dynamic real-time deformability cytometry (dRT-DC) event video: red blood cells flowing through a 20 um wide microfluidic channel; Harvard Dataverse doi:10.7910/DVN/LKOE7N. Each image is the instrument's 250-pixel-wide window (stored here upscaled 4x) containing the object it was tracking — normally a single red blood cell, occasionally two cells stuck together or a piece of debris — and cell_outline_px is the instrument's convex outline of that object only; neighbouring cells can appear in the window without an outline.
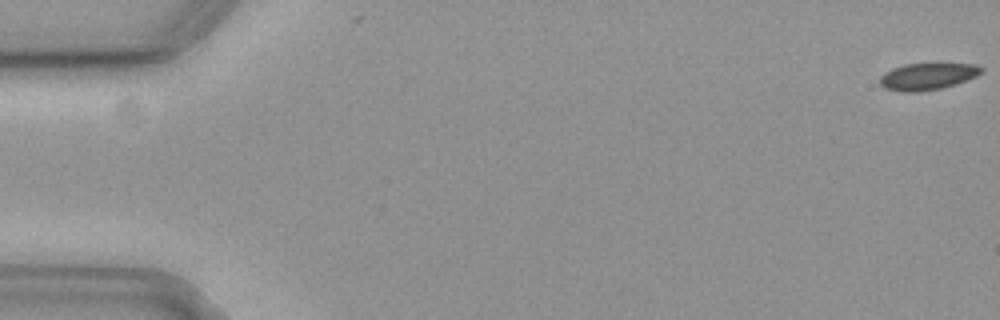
{"species": "common noctule bat (a hibernating species)", "species_latin": "Nyctalus noctula", "temperature_condition": "cold", "stored_images_in_passage": 58, "camera_frame_rate_fps": 3000, "um_per_image_px": 0.085, "animal": {"sex": "female", "body_mass_g": 19.3, "forearm_length_mm": 54.1}, "frame": {"image": 1, "passage_image": 1, "time_ms": 0.0, "image_size_px": [1000, 320], "cell_outline_px": [[984, 68], [976, 76], [956, 84], [940, 88], [916, 92], [904, 92], [884, 88], [880, 84], [880, 76], [884, 72], [892, 68], [904, 64], [976, 64]], "centroid_in_image_um": [78.8, 6.49], "position_along_channel_um": 6.2, "area_um2": 15.72}}
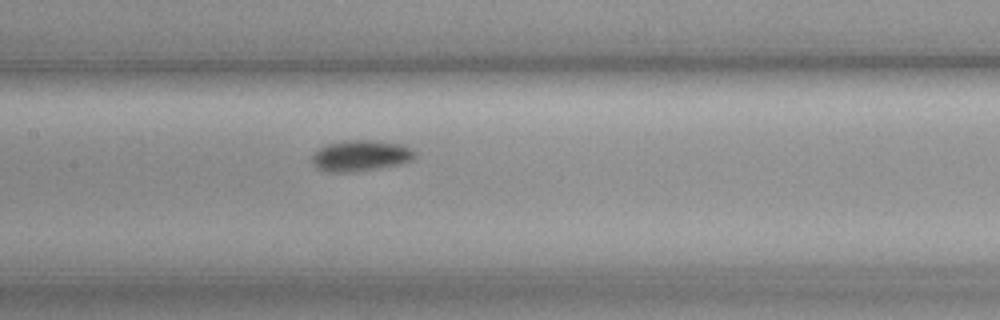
{"frame": {"image": 2, "passage_image": 28, "time_ms": 9.0, "image_size_px": [1000, 320], "cell_outline_px": [[416, 156], [412, 160], [400, 164], [380, 168], [348, 172], [324, 172], [316, 168], [312, 164], [312, 156], [320, 148], [328, 144], [344, 140], [372, 140], [400, 144], [412, 148], [416, 152]], "centroid_in_image_um": [30.66, 13.24], "position_along_channel_um": 176.7, "area_um2": 18.67}}
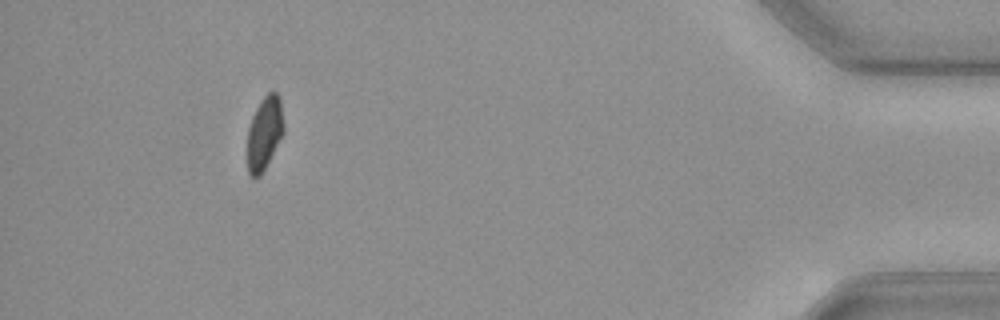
{"frame": {"image": 3, "passage_image": 53, "time_ms": 17.333, "image_size_px": [1000, 320], "cell_outline_px": [[284, 132], [260, 176], [252, 176], [248, 172], [248, 128], [252, 116], [260, 100], [272, 88], [280, 96], [284, 128]], "centroid_in_image_um": [22.49, 11.23], "position_along_channel_um": 412.7, "area_um2": 15.43}, "authors_computed_cell_mechanics": {"area_um2": 16.7042, "velocity_mm_per_s": 3.6537, "shape_relaxation_time_tau1_ms": 2.2214, "shape_relaxation_time_tau2_ms": null, "deformation_change_tau1": 0.073, "deformation_change_tau2": null}}